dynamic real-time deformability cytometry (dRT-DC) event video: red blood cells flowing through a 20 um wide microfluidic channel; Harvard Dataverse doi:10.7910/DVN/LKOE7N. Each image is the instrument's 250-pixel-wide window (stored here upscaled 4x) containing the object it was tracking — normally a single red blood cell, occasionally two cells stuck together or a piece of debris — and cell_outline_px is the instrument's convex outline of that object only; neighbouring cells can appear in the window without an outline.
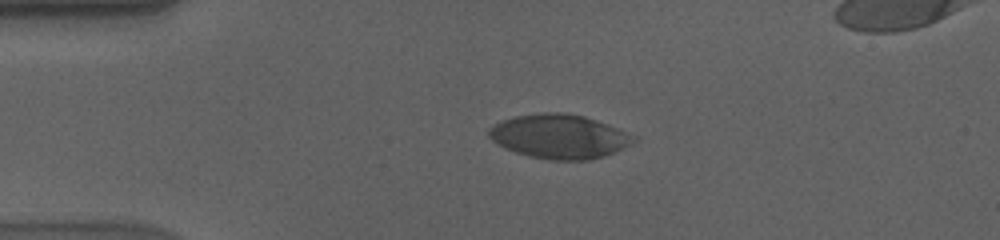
{"species": "human", "species_latin": "Homo sapiens", "temperature_condition": "cold", "stored_images_in_passage": 45, "camera_frame_rate_fps": 3000, "um_per_image_px": 0.085, "donor": {"sex": "male"}, "frame": {"image": 1, "passage_image": 1, "time_ms": 0.0, "image_size_px": [1000, 240], "cell_outline_px": [[636, 140], [604, 156], [588, 160], [552, 160], [528, 156], [504, 148], [492, 140], [488, 136], [488, 128], [504, 120], [516, 116], [544, 112], [564, 112], [584, 116], [608, 124], [636, 136]], "centroid_in_image_um": [47.51, 11.59], "position_along_channel_um": 37.5, "area_um2": 36.93}}
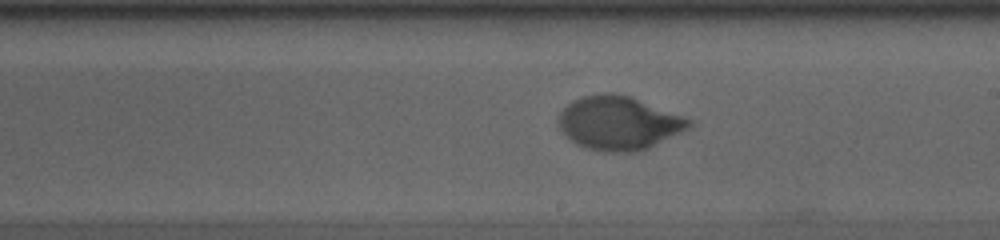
{"frame": {"image": 2, "passage_image": 21, "time_ms": 6.667, "image_size_px": [1000, 240], "cell_outline_px": [[692, 124], [688, 128], [648, 148], [636, 152], [608, 152], [588, 148], [576, 144], [560, 128], [560, 112], [572, 100], [584, 96], [604, 92], [612, 92], [632, 96], [684, 116], [692, 120]], "centroid_in_image_um": [52.62, 10.43], "position_along_channel_um": 236.4, "area_um2": 40.52}}
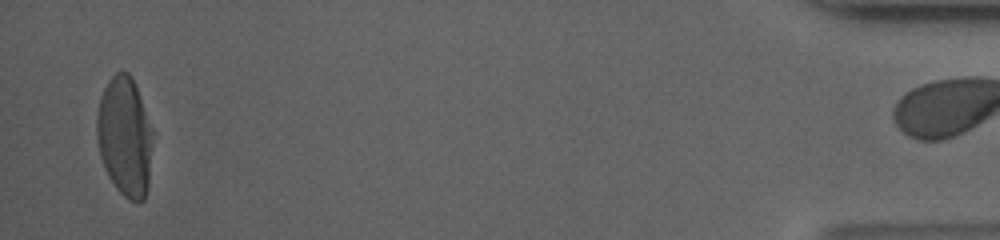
{"frame": {"image": 3, "passage_image": 44, "time_ms": 14.333, "image_size_px": [1000, 240], "cell_outline_px": [[152, 144], [148, 188], [144, 200], [136, 204], [128, 200], [116, 188], [108, 176], [100, 152], [96, 136], [96, 116], [100, 96], [108, 80], [116, 72], [128, 72], [132, 76], [152, 128]], "centroid_in_image_um": [10.6, 11.63], "position_along_channel_um": 424.6, "area_um2": 39.07}, "authors_computed_cell_mechanics": {"area_um2": 39.8242, "velocity_mm_per_s": 3.5461, "shape_relaxation_time_tau1_ms": 3.6194, "shape_relaxation_time_tau2_ms": null, "deformation_change_tau1": 0.1954, "deformation_change_tau2": null}}